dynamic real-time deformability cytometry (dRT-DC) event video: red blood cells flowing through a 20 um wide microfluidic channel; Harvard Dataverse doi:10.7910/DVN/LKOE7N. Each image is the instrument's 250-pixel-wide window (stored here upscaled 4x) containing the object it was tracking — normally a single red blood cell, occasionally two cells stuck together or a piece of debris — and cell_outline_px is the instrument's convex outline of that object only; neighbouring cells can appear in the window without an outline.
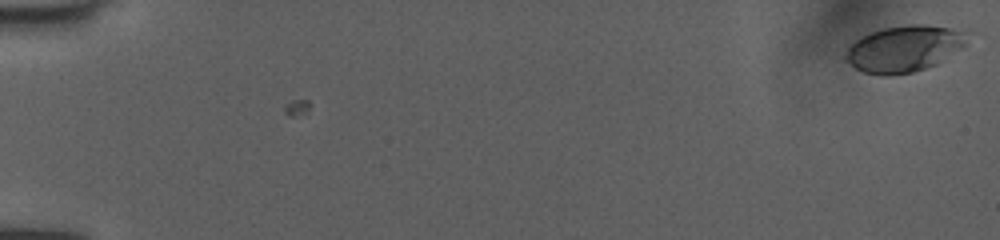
{"species": "human", "species_latin": "Homo sapiens", "temperature_condition": "room temperature", "stored_images_in_passage": 53, "camera_frame_rate_fps": 3000, "um_per_image_px": 0.085, "donor": {"sex": "female"}, "frame": {"image": 1, "passage_image": 1, "time_ms": 0.0, "image_size_px": [1000, 240], "cell_outline_px": [[968, 44], [936, 64], [912, 72], [888, 76], [884, 76], [864, 72], [856, 68], [844, 60], [844, 56], [848, 48], [856, 40], [872, 32], [884, 28], [908, 24], [928, 24], [968, 32]], "centroid_in_image_um": [76.87, 4.14], "position_along_channel_um": 8.1, "area_um2": 32.71}}
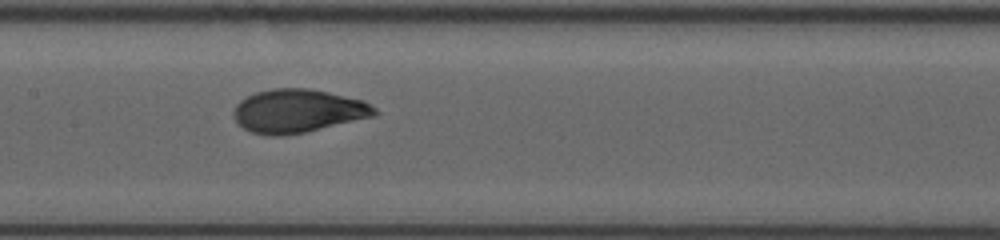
{"frame": {"image": 2, "passage_image": 28, "time_ms": 9.0, "image_size_px": [1000, 240], "cell_outline_px": [[380, 112], [376, 116], [304, 132], [280, 136], [272, 136], [252, 132], [244, 128], [236, 120], [232, 112], [236, 104], [240, 100], [256, 92], [272, 88], [312, 88], [364, 100], [376, 108]], "centroid_in_image_um": [25.36, 9.42], "position_along_channel_um": 182.0, "area_um2": 35.78}}
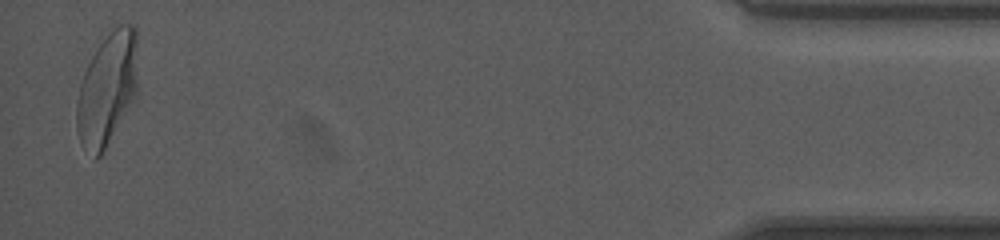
{"frame": {"image": 3, "passage_image": 52, "time_ms": 17.0, "image_size_px": [1000, 240], "cell_outline_px": [[136, 96], [100, 156], [96, 160], [80, 140], [76, 128], [76, 104], [80, 84], [84, 72], [96, 48], [120, 24], [132, 24], [136, 28]], "centroid_in_image_um": [9.1, 7.57], "position_along_channel_um": 426.1, "area_um2": 39.3}, "authors_computed_cell_mechanics": {"area_um2": 34.68, "velocity_mm_per_s": 4.0117, "shape_relaxation_time_tau1_ms": 5.5405, "shape_relaxation_time_tau2_ms": null, "deformation_change_tau1": 0.2169, "deformation_change_tau2": null}}